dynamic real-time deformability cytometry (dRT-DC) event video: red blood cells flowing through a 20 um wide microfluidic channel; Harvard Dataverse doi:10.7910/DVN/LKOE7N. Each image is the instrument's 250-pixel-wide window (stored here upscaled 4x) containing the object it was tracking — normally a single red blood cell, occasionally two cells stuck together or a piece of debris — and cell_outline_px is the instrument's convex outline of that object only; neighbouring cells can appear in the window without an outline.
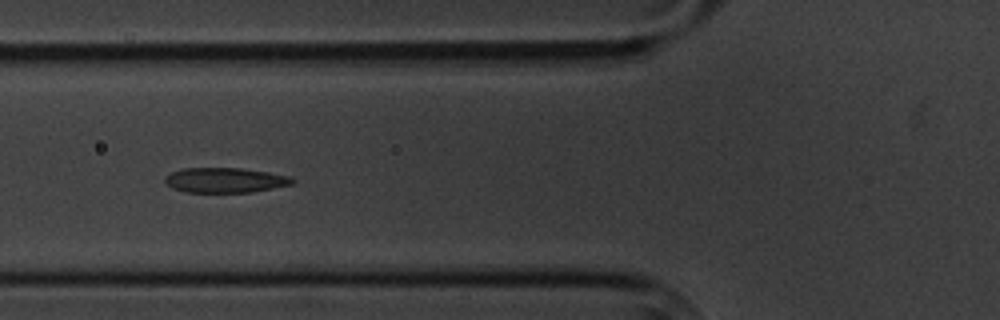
{"species": "common noctule bat (a hibernating species)", "species_latin": "Nyctalus noctula", "temperature_condition": "cold", "stored_images_in_passage": 7, "camera_frame_rate_fps": 3000, "um_per_image_px": 0.085, "animal": {"sex": "male", "body_mass_g": 20.1, "forearm_length_mm": 53.5}, "frame": {"image": 1, "passage_image": 6, "time_ms": 6.0, "image_size_px": [1000, 320], "cell_outline_px": [[296, 180], [292, 184], [252, 192], [184, 192], [172, 188], [164, 184], [164, 176], [180, 168], [240, 168], [268, 172], [292, 176]], "centroid_in_image_um": [19.1, 15.31], "position_along_channel_um": 106.7, "area_um2": 18.73}}
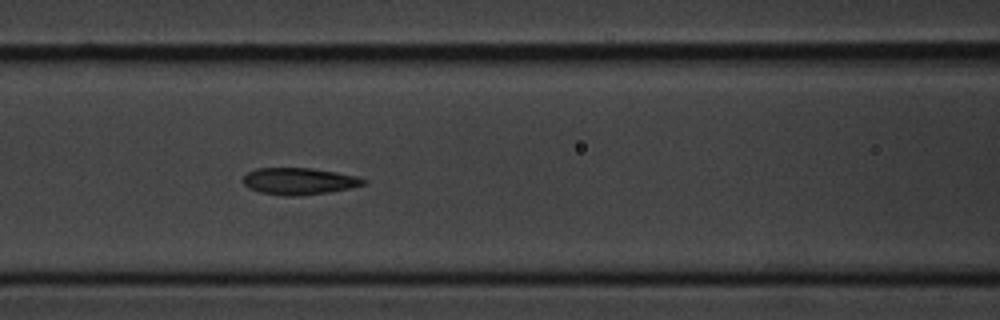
{"frame": {"image": 2, "passage_image": 7, "time_ms": 7.0, "image_size_px": [1000, 320], "cell_outline_px": [[368, 180], [364, 184], [348, 188], [328, 192], [292, 196], [284, 196], [260, 192], [248, 188], [244, 184], [244, 176], [248, 172], [256, 168], [312, 168], [336, 172], [356, 176]], "centroid_in_image_um": [25.4, 15.39], "position_along_channel_um": 141.2, "area_um2": 18.61}}